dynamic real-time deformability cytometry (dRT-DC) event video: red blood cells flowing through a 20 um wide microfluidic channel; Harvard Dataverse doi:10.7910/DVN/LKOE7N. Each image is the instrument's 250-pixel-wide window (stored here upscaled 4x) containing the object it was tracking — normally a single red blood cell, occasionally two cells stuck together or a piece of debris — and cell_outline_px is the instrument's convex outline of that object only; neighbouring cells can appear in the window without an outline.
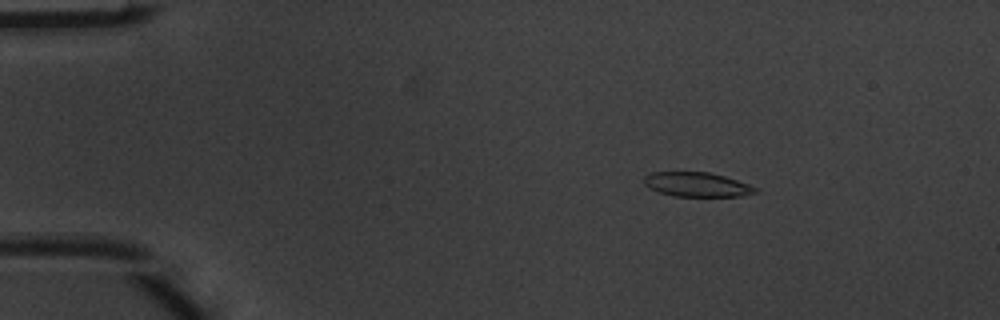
{"species": "common noctule bat (a hibernating species)", "species_latin": "Nyctalus noctula", "temperature_condition": "warm", "stored_images_in_passage": 5, "camera_frame_rate_fps": 3000, "um_per_image_px": 0.085, "animal": {"sex": "male", "body_mass_g": 20.1, "forearm_length_mm": 53.5}, "frame": {"image": 1, "passage_image": 3, "time_ms": 0.667, "image_size_px": [1000, 320], "cell_outline_px": [[760, 192], [740, 196], [676, 196], [660, 192], [648, 188], [644, 184], [644, 176], [648, 172], [708, 172], [724, 176], [748, 184], [756, 188]], "centroid_in_image_um": [59.21, 15.68], "position_along_channel_um": 25.8, "area_um2": 15.78}}